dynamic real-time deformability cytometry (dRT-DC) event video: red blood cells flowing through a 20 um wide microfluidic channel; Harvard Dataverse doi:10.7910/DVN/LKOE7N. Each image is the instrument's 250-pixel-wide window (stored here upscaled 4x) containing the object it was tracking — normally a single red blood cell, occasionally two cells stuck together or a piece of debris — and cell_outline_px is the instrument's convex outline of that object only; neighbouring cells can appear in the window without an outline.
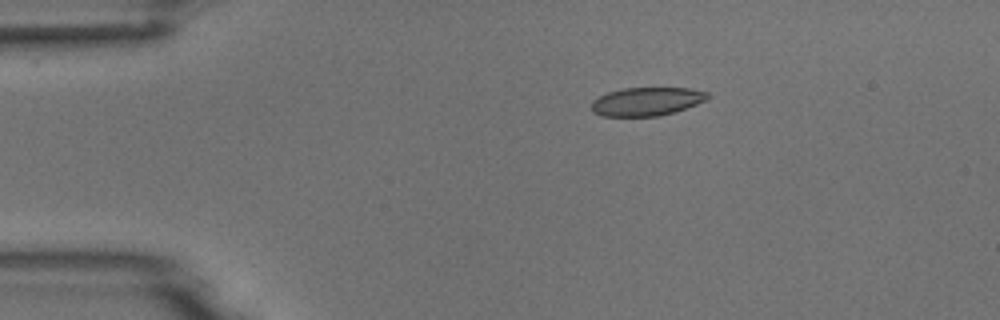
{"species": "common noctule bat (a hibernating species)", "species_latin": "Nyctalus noctula", "temperature_condition": "room temperature", "stored_images_in_passage": 7, "camera_frame_rate_fps": 3000, "um_per_image_px": 0.085, "animal": {"sex": "male", "body_mass_g": 18.8}, "frame": {"image": 1, "passage_image": 3, "time_ms": 2.333, "image_size_px": [1000, 320], "cell_outline_px": [[708, 96], [704, 100], [696, 104], [672, 112], [656, 116], [600, 116], [592, 112], [592, 100], [608, 92], [624, 88], [688, 88], [708, 92]], "centroid_in_image_um": [54.91, 8.62], "position_along_channel_um": 30.1, "area_um2": 18.96}}
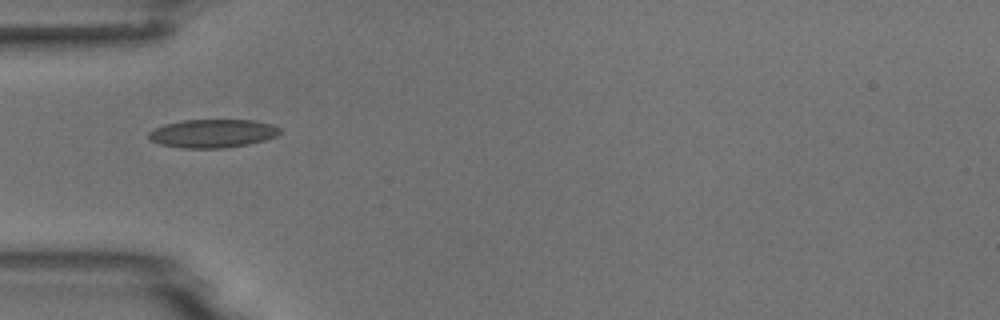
{"frame": {"image": 2, "passage_image": 5, "time_ms": 4.667, "image_size_px": [1000, 320], "cell_outline_px": [[280, 132], [276, 136], [264, 140], [248, 144], [224, 148], [180, 148], [160, 144], [148, 140], [148, 132], [164, 124], [184, 120], [252, 120], [272, 124], [280, 128]], "centroid_in_image_um": [18.04, 11.34], "position_along_channel_um": 67.0, "area_um2": 21.73}}